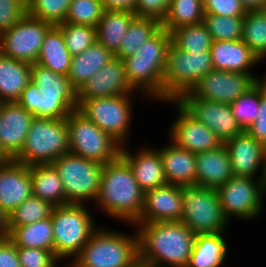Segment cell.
Segmentation results:
<instances>
[{
	"mask_svg": "<svg viewBox=\"0 0 266 267\" xmlns=\"http://www.w3.org/2000/svg\"><path fill=\"white\" fill-rule=\"evenodd\" d=\"M137 224L140 263L146 267H187L196 238L189 227L181 221Z\"/></svg>",
	"mask_w": 266,
	"mask_h": 267,
	"instance_id": "6da1fadb",
	"label": "cell"
},
{
	"mask_svg": "<svg viewBox=\"0 0 266 267\" xmlns=\"http://www.w3.org/2000/svg\"><path fill=\"white\" fill-rule=\"evenodd\" d=\"M17 102L37 118L66 119L78 109L77 91L68 77L36 63L31 66V82Z\"/></svg>",
	"mask_w": 266,
	"mask_h": 267,
	"instance_id": "7a4b0ae2",
	"label": "cell"
},
{
	"mask_svg": "<svg viewBox=\"0 0 266 267\" xmlns=\"http://www.w3.org/2000/svg\"><path fill=\"white\" fill-rule=\"evenodd\" d=\"M96 201L112 217L130 223L139 219L144 205V192L135 180L131 167L121 156L103 165Z\"/></svg>",
	"mask_w": 266,
	"mask_h": 267,
	"instance_id": "3957f363",
	"label": "cell"
},
{
	"mask_svg": "<svg viewBox=\"0 0 266 267\" xmlns=\"http://www.w3.org/2000/svg\"><path fill=\"white\" fill-rule=\"evenodd\" d=\"M171 34L163 27L134 55L123 59L126 77L134 88H143L146 94L163 101V75Z\"/></svg>",
	"mask_w": 266,
	"mask_h": 267,
	"instance_id": "277c9868",
	"label": "cell"
},
{
	"mask_svg": "<svg viewBox=\"0 0 266 267\" xmlns=\"http://www.w3.org/2000/svg\"><path fill=\"white\" fill-rule=\"evenodd\" d=\"M70 267H134L139 262L138 235L95 230Z\"/></svg>",
	"mask_w": 266,
	"mask_h": 267,
	"instance_id": "5b68a950",
	"label": "cell"
},
{
	"mask_svg": "<svg viewBox=\"0 0 266 267\" xmlns=\"http://www.w3.org/2000/svg\"><path fill=\"white\" fill-rule=\"evenodd\" d=\"M69 153L66 119L34 117L25 144L14 160L27 166L52 164Z\"/></svg>",
	"mask_w": 266,
	"mask_h": 267,
	"instance_id": "8992f818",
	"label": "cell"
},
{
	"mask_svg": "<svg viewBox=\"0 0 266 267\" xmlns=\"http://www.w3.org/2000/svg\"><path fill=\"white\" fill-rule=\"evenodd\" d=\"M212 69L210 51L190 54L171 42L163 75V100L174 103L183 93L192 91Z\"/></svg>",
	"mask_w": 266,
	"mask_h": 267,
	"instance_id": "52a82bcc",
	"label": "cell"
},
{
	"mask_svg": "<svg viewBox=\"0 0 266 267\" xmlns=\"http://www.w3.org/2000/svg\"><path fill=\"white\" fill-rule=\"evenodd\" d=\"M51 220L54 254L59 260L69 256L75 258L97 230L83 204L57 206L53 209Z\"/></svg>",
	"mask_w": 266,
	"mask_h": 267,
	"instance_id": "ba28073f",
	"label": "cell"
},
{
	"mask_svg": "<svg viewBox=\"0 0 266 267\" xmlns=\"http://www.w3.org/2000/svg\"><path fill=\"white\" fill-rule=\"evenodd\" d=\"M66 122L70 153L102 165L111 163L120 156L122 146L78 109L67 116Z\"/></svg>",
	"mask_w": 266,
	"mask_h": 267,
	"instance_id": "9c48e42d",
	"label": "cell"
},
{
	"mask_svg": "<svg viewBox=\"0 0 266 267\" xmlns=\"http://www.w3.org/2000/svg\"><path fill=\"white\" fill-rule=\"evenodd\" d=\"M181 222L196 235L222 233L228 224L216 188L201 185L181 186Z\"/></svg>",
	"mask_w": 266,
	"mask_h": 267,
	"instance_id": "30bf717a",
	"label": "cell"
},
{
	"mask_svg": "<svg viewBox=\"0 0 266 267\" xmlns=\"http://www.w3.org/2000/svg\"><path fill=\"white\" fill-rule=\"evenodd\" d=\"M52 165L62 180L66 204L82 205L84 200H96L100 189L102 164L69 152L57 158Z\"/></svg>",
	"mask_w": 266,
	"mask_h": 267,
	"instance_id": "8fae6325",
	"label": "cell"
},
{
	"mask_svg": "<svg viewBox=\"0 0 266 267\" xmlns=\"http://www.w3.org/2000/svg\"><path fill=\"white\" fill-rule=\"evenodd\" d=\"M52 26L26 13L13 27L0 34V54L29 64L36 63L43 40Z\"/></svg>",
	"mask_w": 266,
	"mask_h": 267,
	"instance_id": "7c38bea8",
	"label": "cell"
},
{
	"mask_svg": "<svg viewBox=\"0 0 266 267\" xmlns=\"http://www.w3.org/2000/svg\"><path fill=\"white\" fill-rule=\"evenodd\" d=\"M255 182L251 177L233 176L216 188L221 208L227 219L230 215L251 219L262 211V196L266 194V179ZM262 206V207H261Z\"/></svg>",
	"mask_w": 266,
	"mask_h": 267,
	"instance_id": "4fadbf2b",
	"label": "cell"
},
{
	"mask_svg": "<svg viewBox=\"0 0 266 267\" xmlns=\"http://www.w3.org/2000/svg\"><path fill=\"white\" fill-rule=\"evenodd\" d=\"M130 95L85 100L78 110L121 146L127 139L131 120Z\"/></svg>",
	"mask_w": 266,
	"mask_h": 267,
	"instance_id": "5bb4252c",
	"label": "cell"
},
{
	"mask_svg": "<svg viewBox=\"0 0 266 267\" xmlns=\"http://www.w3.org/2000/svg\"><path fill=\"white\" fill-rule=\"evenodd\" d=\"M174 102L212 130L223 144L244 131L232 115L230 104L199 98L192 91L183 93Z\"/></svg>",
	"mask_w": 266,
	"mask_h": 267,
	"instance_id": "9a60e30c",
	"label": "cell"
},
{
	"mask_svg": "<svg viewBox=\"0 0 266 267\" xmlns=\"http://www.w3.org/2000/svg\"><path fill=\"white\" fill-rule=\"evenodd\" d=\"M258 81L260 80L252 74L212 69L192 92L199 98L231 104Z\"/></svg>",
	"mask_w": 266,
	"mask_h": 267,
	"instance_id": "2e32d148",
	"label": "cell"
},
{
	"mask_svg": "<svg viewBox=\"0 0 266 267\" xmlns=\"http://www.w3.org/2000/svg\"><path fill=\"white\" fill-rule=\"evenodd\" d=\"M134 90L127 80L123 60L114 56L77 91V104L79 107L85 100L131 95Z\"/></svg>",
	"mask_w": 266,
	"mask_h": 267,
	"instance_id": "e0dca14e",
	"label": "cell"
},
{
	"mask_svg": "<svg viewBox=\"0 0 266 267\" xmlns=\"http://www.w3.org/2000/svg\"><path fill=\"white\" fill-rule=\"evenodd\" d=\"M33 196L29 166L14 159L0 164V208L9 216Z\"/></svg>",
	"mask_w": 266,
	"mask_h": 267,
	"instance_id": "ac0fdd59",
	"label": "cell"
},
{
	"mask_svg": "<svg viewBox=\"0 0 266 267\" xmlns=\"http://www.w3.org/2000/svg\"><path fill=\"white\" fill-rule=\"evenodd\" d=\"M177 105L180 116L172 124L170 133L177 147L199 153L223 144L212 130L190 115L179 103Z\"/></svg>",
	"mask_w": 266,
	"mask_h": 267,
	"instance_id": "d6986e66",
	"label": "cell"
},
{
	"mask_svg": "<svg viewBox=\"0 0 266 267\" xmlns=\"http://www.w3.org/2000/svg\"><path fill=\"white\" fill-rule=\"evenodd\" d=\"M224 146L229 153L233 176L253 178L263 162L262 174L259 177L266 179V147L247 131L228 140Z\"/></svg>",
	"mask_w": 266,
	"mask_h": 267,
	"instance_id": "ffe728a7",
	"label": "cell"
},
{
	"mask_svg": "<svg viewBox=\"0 0 266 267\" xmlns=\"http://www.w3.org/2000/svg\"><path fill=\"white\" fill-rule=\"evenodd\" d=\"M34 116L17 101L2 102L0 110V146L14 159L23 148Z\"/></svg>",
	"mask_w": 266,
	"mask_h": 267,
	"instance_id": "44dd1931",
	"label": "cell"
},
{
	"mask_svg": "<svg viewBox=\"0 0 266 267\" xmlns=\"http://www.w3.org/2000/svg\"><path fill=\"white\" fill-rule=\"evenodd\" d=\"M183 210L181 186L166 184L144 193V205L135 223L180 221Z\"/></svg>",
	"mask_w": 266,
	"mask_h": 267,
	"instance_id": "7402d4cb",
	"label": "cell"
},
{
	"mask_svg": "<svg viewBox=\"0 0 266 267\" xmlns=\"http://www.w3.org/2000/svg\"><path fill=\"white\" fill-rule=\"evenodd\" d=\"M123 147L120 156L131 167L134 178L144 193L168 184L159 150L143 148L132 156Z\"/></svg>",
	"mask_w": 266,
	"mask_h": 267,
	"instance_id": "603a6c76",
	"label": "cell"
},
{
	"mask_svg": "<svg viewBox=\"0 0 266 267\" xmlns=\"http://www.w3.org/2000/svg\"><path fill=\"white\" fill-rule=\"evenodd\" d=\"M213 68L221 71L251 74L249 67L259 57L242 41H215L210 49Z\"/></svg>",
	"mask_w": 266,
	"mask_h": 267,
	"instance_id": "cb8c5ba5",
	"label": "cell"
},
{
	"mask_svg": "<svg viewBox=\"0 0 266 267\" xmlns=\"http://www.w3.org/2000/svg\"><path fill=\"white\" fill-rule=\"evenodd\" d=\"M233 177L227 148L196 153V185L217 188Z\"/></svg>",
	"mask_w": 266,
	"mask_h": 267,
	"instance_id": "d4e9b609",
	"label": "cell"
},
{
	"mask_svg": "<svg viewBox=\"0 0 266 267\" xmlns=\"http://www.w3.org/2000/svg\"><path fill=\"white\" fill-rule=\"evenodd\" d=\"M172 145L159 149L168 184L196 185V153Z\"/></svg>",
	"mask_w": 266,
	"mask_h": 267,
	"instance_id": "484cf974",
	"label": "cell"
},
{
	"mask_svg": "<svg viewBox=\"0 0 266 267\" xmlns=\"http://www.w3.org/2000/svg\"><path fill=\"white\" fill-rule=\"evenodd\" d=\"M114 55L98 41L81 54L72 57L68 79L78 91L99 69L106 65Z\"/></svg>",
	"mask_w": 266,
	"mask_h": 267,
	"instance_id": "4316f807",
	"label": "cell"
},
{
	"mask_svg": "<svg viewBox=\"0 0 266 267\" xmlns=\"http://www.w3.org/2000/svg\"><path fill=\"white\" fill-rule=\"evenodd\" d=\"M31 66L27 62L0 54V102L17 101L31 82Z\"/></svg>",
	"mask_w": 266,
	"mask_h": 267,
	"instance_id": "83f0119b",
	"label": "cell"
},
{
	"mask_svg": "<svg viewBox=\"0 0 266 267\" xmlns=\"http://www.w3.org/2000/svg\"><path fill=\"white\" fill-rule=\"evenodd\" d=\"M33 196L57 207L66 204L62 180L52 164L29 166Z\"/></svg>",
	"mask_w": 266,
	"mask_h": 267,
	"instance_id": "f1b7e54d",
	"label": "cell"
},
{
	"mask_svg": "<svg viewBox=\"0 0 266 267\" xmlns=\"http://www.w3.org/2000/svg\"><path fill=\"white\" fill-rule=\"evenodd\" d=\"M71 61L72 55L65 45L61 29L53 25L43 40L36 64L67 76Z\"/></svg>",
	"mask_w": 266,
	"mask_h": 267,
	"instance_id": "f546056e",
	"label": "cell"
},
{
	"mask_svg": "<svg viewBox=\"0 0 266 267\" xmlns=\"http://www.w3.org/2000/svg\"><path fill=\"white\" fill-rule=\"evenodd\" d=\"M135 17L134 12L105 9L96 27L97 41L114 55Z\"/></svg>",
	"mask_w": 266,
	"mask_h": 267,
	"instance_id": "4dcf8cb0",
	"label": "cell"
},
{
	"mask_svg": "<svg viewBox=\"0 0 266 267\" xmlns=\"http://www.w3.org/2000/svg\"><path fill=\"white\" fill-rule=\"evenodd\" d=\"M223 233L196 235L187 267H220L227 254Z\"/></svg>",
	"mask_w": 266,
	"mask_h": 267,
	"instance_id": "1f68e13d",
	"label": "cell"
},
{
	"mask_svg": "<svg viewBox=\"0 0 266 267\" xmlns=\"http://www.w3.org/2000/svg\"><path fill=\"white\" fill-rule=\"evenodd\" d=\"M8 238L17 247L38 248L54 252L51 217L31 224L11 228Z\"/></svg>",
	"mask_w": 266,
	"mask_h": 267,
	"instance_id": "d6a6232c",
	"label": "cell"
},
{
	"mask_svg": "<svg viewBox=\"0 0 266 267\" xmlns=\"http://www.w3.org/2000/svg\"><path fill=\"white\" fill-rule=\"evenodd\" d=\"M162 28L160 20L151 17H135L122 37L119 50L114 54L115 57L123 60L134 55L139 47L153 37Z\"/></svg>",
	"mask_w": 266,
	"mask_h": 267,
	"instance_id": "836d02e7",
	"label": "cell"
},
{
	"mask_svg": "<svg viewBox=\"0 0 266 267\" xmlns=\"http://www.w3.org/2000/svg\"><path fill=\"white\" fill-rule=\"evenodd\" d=\"M204 15L203 0H171L168 14L161 23L171 33L182 26L202 23Z\"/></svg>",
	"mask_w": 266,
	"mask_h": 267,
	"instance_id": "e575fe53",
	"label": "cell"
},
{
	"mask_svg": "<svg viewBox=\"0 0 266 267\" xmlns=\"http://www.w3.org/2000/svg\"><path fill=\"white\" fill-rule=\"evenodd\" d=\"M171 42L184 52L195 54L210 51L213 40L202 22L174 29L171 33Z\"/></svg>",
	"mask_w": 266,
	"mask_h": 267,
	"instance_id": "d590c367",
	"label": "cell"
},
{
	"mask_svg": "<svg viewBox=\"0 0 266 267\" xmlns=\"http://www.w3.org/2000/svg\"><path fill=\"white\" fill-rule=\"evenodd\" d=\"M242 41L260 60L266 56V8L246 11L243 16Z\"/></svg>",
	"mask_w": 266,
	"mask_h": 267,
	"instance_id": "8d00e7d4",
	"label": "cell"
},
{
	"mask_svg": "<svg viewBox=\"0 0 266 267\" xmlns=\"http://www.w3.org/2000/svg\"><path fill=\"white\" fill-rule=\"evenodd\" d=\"M54 208L51 203L31 196L8 216V229L50 218Z\"/></svg>",
	"mask_w": 266,
	"mask_h": 267,
	"instance_id": "74e56055",
	"label": "cell"
},
{
	"mask_svg": "<svg viewBox=\"0 0 266 267\" xmlns=\"http://www.w3.org/2000/svg\"><path fill=\"white\" fill-rule=\"evenodd\" d=\"M261 81L230 104L232 115L240 127L246 131L257 119L260 112Z\"/></svg>",
	"mask_w": 266,
	"mask_h": 267,
	"instance_id": "f35d334b",
	"label": "cell"
},
{
	"mask_svg": "<svg viewBox=\"0 0 266 267\" xmlns=\"http://www.w3.org/2000/svg\"><path fill=\"white\" fill-rule=\"evenodd\" d=\"M203 23L206 25L213 42L242 39L243 16L232 17L205 14Z\"/></svg>",
	"mask_w": 266,
	"mask_h": 267,
	"instance_id": "ab89813d",
	"label": "cell"
},
{
	"mask_svg": "<svg viewBox=\"0 0 266 267\" xmlns=\"http://www.w3.org/2000/svg\"><path fill=\"white\" fill-rule=\"evenodd\" d=\"M72 0H26L27 14L57 26L65 22Z\"/></svg>",
	"mask_w": 266,
	"mask_h": 267,
	"instance_id": "60d3db41",
	"label": "cell"
},
{
	"mask_svg": "<svg viewBox=\"0 0 266 267\" xmlns=\"http://www.w3.org/2000/svg\"><path fill=\"white\" fill-rule=\"evenodd\" d=\"M57 26L61 29L65 45L72 57L81 54L97 41L95 27L67 22Z\"/></svg>",
	"mask_w": 266,
	"mask_h": 267,
	"instance_id": "b9f144b4",
	"label": "cell"
},
{
	"mask_svg": "<svg viewBox=\"0 0 266 267\" xmlns=\"http://www.w3.org/2000/svg\"><path fill=\"white\" fill-rule=\"evenodd\" d=\"M104 10L101 0H72L65 22L96 28Z\"/></svg>",
	"mask_w": 266,
	"mask_h": 267,
	"instance_id": "7bdbcfd3",
	"label": "cell"
},
{
	"mask_svg": "<svg viewBox=\"0 0 266 267\" xmlns=\"http://www.w3.org/2000/svg\"><path fill=\"white\" fill-rule=\"evenodd\" d=\"M21 267H56L54 252L38 248L17 247Z\"/></svg>",
	"mask_w": 266,
	"mask_h": 267,
	"instance_id": "ee69618b",
	"label": "cell"
},
{
	"mask_svg": "<svg viewBox=\"0 0 266 267\" xmlns=\"http://www.w3.org/2000/svg\"><path fill=\"white\" fill-rule=\"evenodd\" d=\"M26 13V0H0V34L13 27Z\"/></svg>",
	"mask_w": 266,
	"mask_h": 267,
	"instance_id": "f6af8a7d",
	"label": "cell"
},
{
	"mask_svg": "<svg viewBox=\"0 0 266 267\" xmlns=\"http://www.w3.org/2000/svg\"><path fill=\"white\" fill-rule=\"evenodd\" d=\"M205 14L216 16H244L246 9L240 0H203Z\"/></svg>",
	"mask_w": 266,
	"mask_h": 267,
	"instance_id": "bcb514c9",
	"label": "cell"
},
{
	"mask_svg": "<svg viewBox=\"0 0 266 267\" xmlns=\"http://www.w3.org/2000/svg\"><path fill=\"white\" fill-rule=\"evenodd\" d=\"M171 0H136L135 14L137 17H151L161 22L168 14Z\"/></svg>",
	"mask_w": 266,
	"mask_h": 267,
	"instance_id": "7dc6e473",
	"label": "cell"
},
{
	"mask_svg": "<svg viewBox=\"0 0 266 267\" xmlns=\"http://www.w3.org/2000/svg\"><path fill=\"white\" fill-rule=\"evenodd\" d=\"M246 131L256 141L262 143L266 147V79L261 80V100L259 115L255 122Z\"/></svg>",
	"mask_w": 266,
	"mask_h": 267,
	"instance_id": "c3c4849f",
	"label": "cell"
},
{
	"mask_svg": "<svg viewBox=\"0 0 266 267\" xmlns=\"http://www.w3.org/2000/svg\"><path fill=\"white\" fill-rule=\"evenodd\" d=\"M0 267H21L17 246L8 237L0 239Z\"/></svg>",
	"mask_w": 266,
	"mask_h": 267,
	"instance_id": "681fc988",
	"label": "cell"
},
{
	"mask_svg": "<svg viewBox=\"0 0 266 267\" xmlns=\"http://www.w3.org/2000/svg\"><path fill=\"white\" fill-rule=\"evenodd\" d=\"M104 9L135 12L136 0H101Z\"/></svg>",
	"mask_w": 266,
	"mask_h": 267,
	"instance_id": "f907efd6",
	"label": "cell"
},
{
	"mask_svg": "<svg viewBox=\"0 0 266 267\" xmlns=\"http://www.w3.org/2000/svg\"><path fill=\"white\" fill-rule=\"evenodd\" d=\"M246 10L265 9L266 0H240Z\"/></svg>",
	"mask_w": 266,
	"mask_h": 267,
	"instance_id": "816d5d0a",
	"label": "cell"
},
{
	"mask_svg": "<svg viewBox=\"0 0 266 267\" xmlns=\"http://www.w3.org/2000/svg\"><path fill=\"white\" fill-rule=\"evenodd\" d=\"M8 216L0 208V239L8 237Z\"/></svg>",
	"mask_w": 266,
	"mask_h": 267,
	"instance_id": "f5cc1de1",
	"label": "cell"
},
{
	"mask_svg": "<svg viewBox=\"0 0 266 267\" xmlns=\"http://www.w3.org/2000/svg\"><path fill=\"white\" fill-rule=\"evenodd\" d=\"M9 160L10 158L4 153V151L2 150L0 146V164L8 162Z\"/></svg>",
	"mask_w": 266,
	"mask_h": 267,
	"instance_id": "db71d44e",
	"label": "cell"
},
{
	"mask_svg": "<svg viewBox=\"0 0 266 267\" xmlns=\"http://www.w3.org/2000/svg\"><path fill=\"white\" fill-rule=\"evenodd\" d=\"M134 267H146V266L143 265L142 263L138 262Z\"/></svg>",
	"mask_w": 266,
	"mask_h": 267,
	"instance_id": "11a10c76",
	"label": "cell"
}]
</instances>
